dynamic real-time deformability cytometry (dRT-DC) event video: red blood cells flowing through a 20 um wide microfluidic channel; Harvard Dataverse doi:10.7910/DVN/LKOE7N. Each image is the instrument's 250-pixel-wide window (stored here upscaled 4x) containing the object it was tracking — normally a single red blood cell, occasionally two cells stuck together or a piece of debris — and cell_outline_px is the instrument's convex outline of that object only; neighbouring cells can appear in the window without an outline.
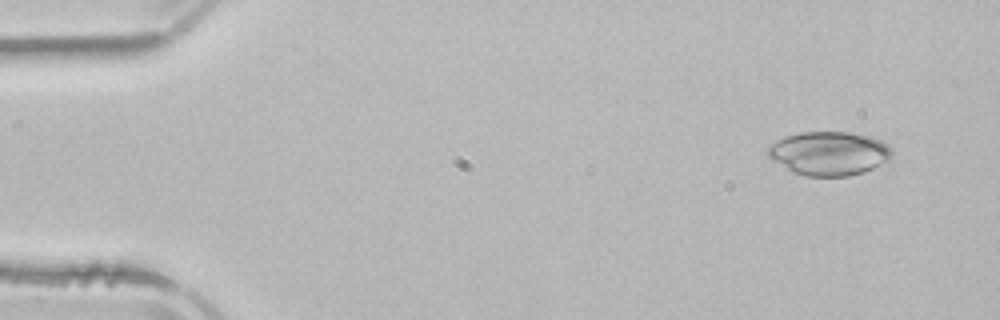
{"species": "common noctule bat (a hibernating species)", "species_latin": "Nyctalus noctula", "temperature_condition": "room temperature", "stored_images_in_passage": 4, "camera_frame_rate_fps": 3000, "um_per_image_px": 0.085, "animal": {"sex": "male", "body_mass_g": 21.5, "forearm_length_mm": 52.0}, "frame": {"image": 1, "passage_image": 1, "time_ms": 0.0, "image_size_px": [1000, 320], "cell_outline_px": [[892, 160], [864, 172], [848, 176], [804, 176], [792, 172], [772, 160], [768, 156], [768, 148], [776, 140], [784, 136], [800, 132], [848, 132], [872, 136], [888, 144], [892, 148]], "centroid_in_image_um": [70.51, 13.04], "position_along_channel_um": 14.5, "area_um2": 32.08}}
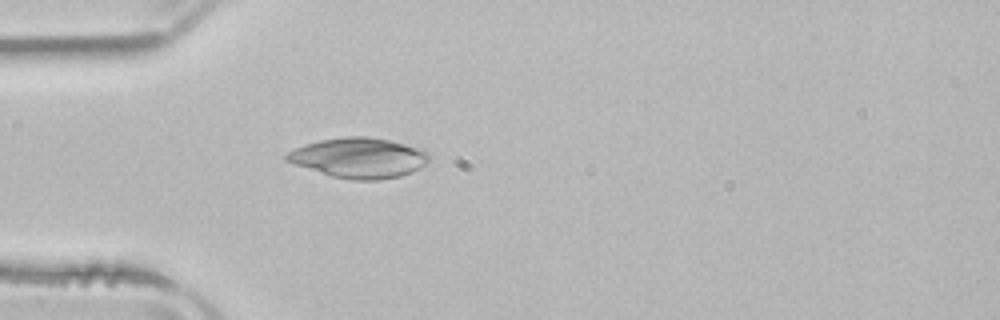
{"frame": {"image": 2, "passage_image": 4, "time_ms": 3.667, "image_size_px": [1000, 320], "cell_outline_px": [[428, 160], [424, 164], [412, 172], [400, 176], [380, 180], [352, 180], [332, 176], [284, 160], [284, 156], [288, 152], [304, 144], [320, 140], [344, 136], [368, 136], [392, 140], [424, 148], [428, 152]], "centroid_in_image_um": [30.54, 13.4], "position_along_channel_um": 54.5, "area_um2": 33.41}}